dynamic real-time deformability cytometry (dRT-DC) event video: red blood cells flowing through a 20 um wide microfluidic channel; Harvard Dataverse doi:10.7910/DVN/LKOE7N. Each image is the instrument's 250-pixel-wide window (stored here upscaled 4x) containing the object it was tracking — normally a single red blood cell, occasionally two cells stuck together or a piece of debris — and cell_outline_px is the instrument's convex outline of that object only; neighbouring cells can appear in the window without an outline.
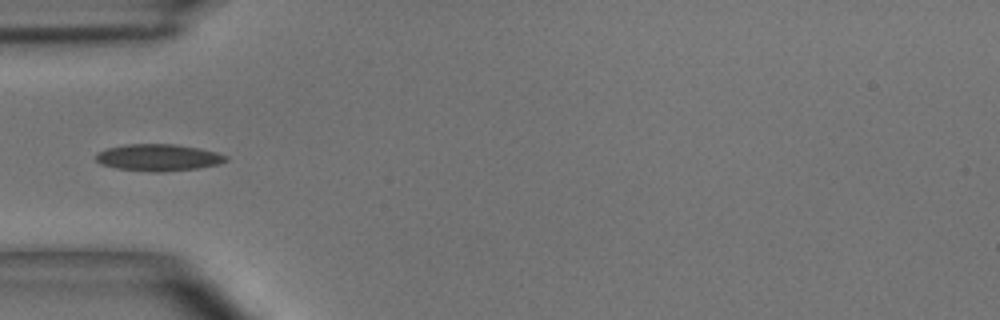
{"species": "common noctule bat (a hibernating species)", "species_latin": "Nyctalus noctula", "temperature_condition": "room temperature", "stored_images_in_passage": 34, "camera_frame_rate_fps": 3000, "um_per_image_px": 0.085, "animal": {"sex": "male", "body_mass_g": 15.6}, "frame": {"image": 1, "passage_image": 1, "time_ms": 0.0, "image_size_px": [1000, 320], "cell_outline_px": [[228, 160], [220, 164], [200, 168], [164, 172], [152, 172], [116, 168], [100, 164], [96, 160], [96, 152], [108, 148], [124, 144], [176, 144], [200, 148], [216, 152], [228, 156]], "centroid_in_image_um": [13.48, 13.39], "position_along_channel_um": 71.5, "area_um2": 20.58}}
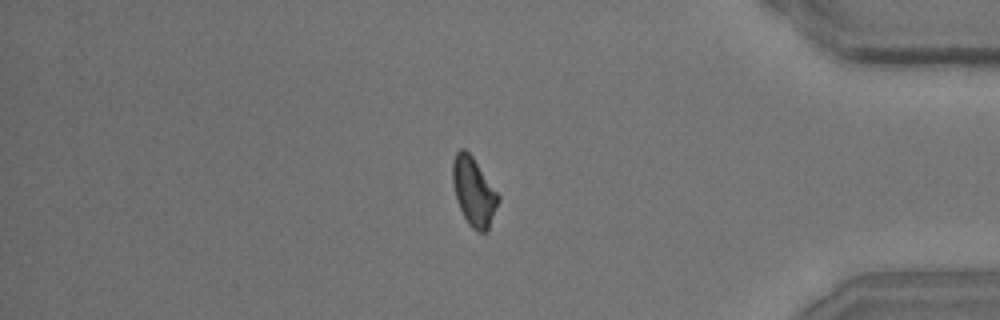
{"frame": {"image": 2, "passage_image": 27, "time_ms": 8.667, "image_size_px": [1000, 320], "cell_outline_px": [[500, 200], [488, 228], [484, 232], [480, 232], [472, 228], [468, 224], [456, 200], [452, 180], [452, 160], [456, 152], [460, 148], [464, 148], [472, 156], [500, 196]], "centroid_in_image_um": [40.25, 16.26], "position_along_channel_um": 394.9, "area_um2": 18.09}}
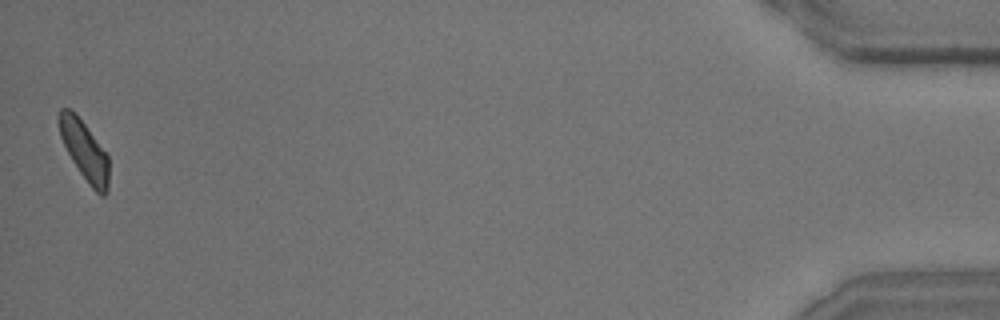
{"frame": {"image": 3, "passage_image": 34, "time_ms": 11.0, "image_size_px": [1000, 320], "cell_outline_px": [[108, 192], [104, 196], [100, 196], [88, 184], [72, 160], [60, 136], [56, 120], [56, 116], [60, 108], [68, 108], [76, 112], [108, 156]], "centroid_in_image_um": [7.14, 12.76], "position_along_channel_um": 428.1, "area_um2": 17.34}, "authors_computed_cell_mechanics": {"area_um2": 18.1492, "velocity_mm_per_s": 4.0605, "shape_relaxation_time_tau1_ms": 4.1103, "shape_relaxation_time_tau2_ms": 3.6984, "deformation_change_tau1": 0.1208, "deformation_change_tau2": 0.1049}}